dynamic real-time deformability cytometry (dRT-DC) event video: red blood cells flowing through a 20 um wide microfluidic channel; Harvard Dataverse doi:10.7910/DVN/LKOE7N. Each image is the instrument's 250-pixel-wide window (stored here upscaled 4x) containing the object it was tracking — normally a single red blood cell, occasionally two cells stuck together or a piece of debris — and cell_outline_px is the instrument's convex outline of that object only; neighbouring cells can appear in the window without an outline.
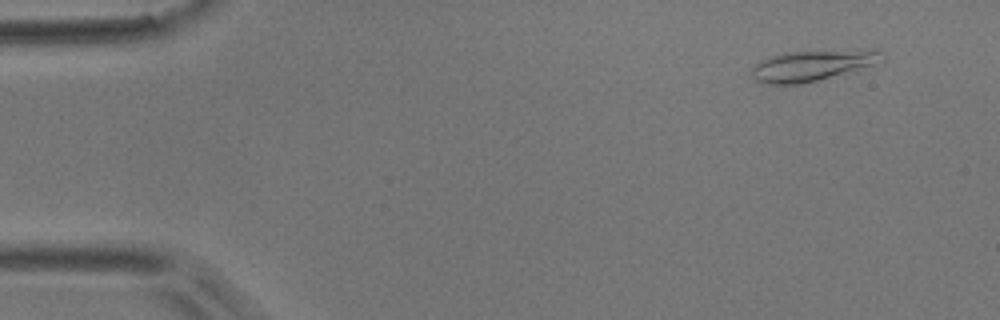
{"species": "common noctule bat (a hibernating species)", "species_latin": "Nyctalus noctula", "temperature_condition": "room temperature", "stored_images_in_passage": 9, "camera_frame_rate_fps": 3000, "um_per_image_px": 0.085, "animal": {"sex": "male", "body_mass_g": 17.9}, "frame": {"image": 1, "passage_image": 4, "time_ms": 1.0, "image_size_px": [1000, 320], "cell_outline_px": [[884, 60], [872, 64], [816, 80], [800, 84], [768, 84], [756, 80], [752, 76], [752, 68], [756, 64], [772, 56], [788, 52], [880, 52], [884, 56]], "centroid_in_image_um": [68.88, 5.61], "position_along_channel_um": 16.1, "area_um2": 21.56}}